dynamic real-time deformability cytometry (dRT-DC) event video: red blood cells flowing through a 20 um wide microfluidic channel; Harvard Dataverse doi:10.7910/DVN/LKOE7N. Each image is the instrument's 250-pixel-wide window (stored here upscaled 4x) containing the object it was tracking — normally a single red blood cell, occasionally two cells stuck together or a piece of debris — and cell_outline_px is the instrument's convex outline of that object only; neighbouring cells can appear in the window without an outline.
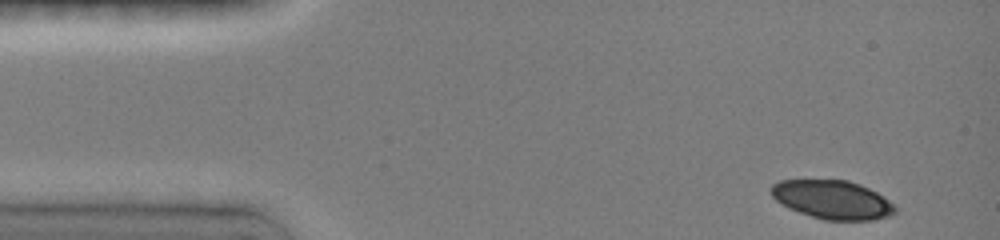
{"species": "common noctule bat (a hibernating species)", "species_latin": "Nyctalus noctula", "temperature_condition": "room temperature", "stored_images_in_passage": 6, "camera_frame_rate_fps": 3000, "um_per_image_px": 0.085, "animal": {"sex": "female", "body_mass_g": 19.0, "forearm_length_mm": 51.5}, "frame": {"image": 1, "passage_image": 1, "time_ms": 0.0, "image_size_px": [1000, 240], "cell_outline_px": [[896, 212], [888, 216], [872, 220], [824, 220], [788, 208], [776, 200], [772, 196], [768, 188], [772, 184], [780, 180], [848, 180], [860, 184], [884, 196], [896, 208]], "centroid_in_image_um": [70.73, 16.96], "position_along_channel_um": 14.3, "area_um2": 27.92}}